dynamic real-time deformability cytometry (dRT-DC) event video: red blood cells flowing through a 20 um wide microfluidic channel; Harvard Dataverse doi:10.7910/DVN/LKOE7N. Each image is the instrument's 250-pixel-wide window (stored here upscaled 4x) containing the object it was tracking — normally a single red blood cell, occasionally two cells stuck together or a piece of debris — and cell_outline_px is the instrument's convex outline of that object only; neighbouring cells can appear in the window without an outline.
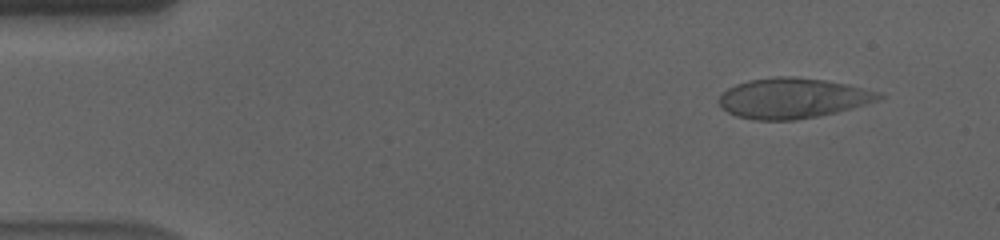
{"species": "human", "species_latin": "Homo sapiens", "temperature_condition": "cold", "stored_images_in_passage": 56, "camera_frame_rate_fps": 3000, "um_per_image_px": 0.085, "donor": {"sex": "male"}, "frame": {"image": 1, "passage_image": 5, "time_ms": 1.333, "image_size_px": [1000, 240], "cell_outline_px": [[884, 96], [880, 100], [836, 112], [820, 116], [796, 120], [756, 120], [736, 116], [728, 112], [720, 104], [720, 96], [728, 88], [736, 84], [748, 80], [776, 76], [792, 76], [824, 80], [848, 84], [880, 92]], "centroid_in_image_um": [67.4, 8.34], "position_along_channel_um": 17.6, "area_um2": 37.45}}
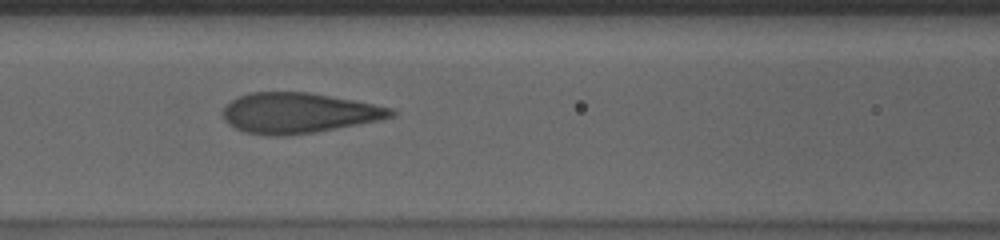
{"frame": {"image": 2, "passage_image": 24, "time_ms": 7.667, "image_size_px": [1000, 240], "cell_outline_px": [[400, 112], [396, 116], [380, 120], [316, 132], [288, 136], [268, 136], [244, 132], [228, 124], [224, 120], [224, 108], [232, 100], [248, 92], [308, 92], [352, 100], [392, 108]], "centroid_in_image_um": [25.4, 9.61], "position_along_channel_um": 141.2, "area_um2": 39.59}}
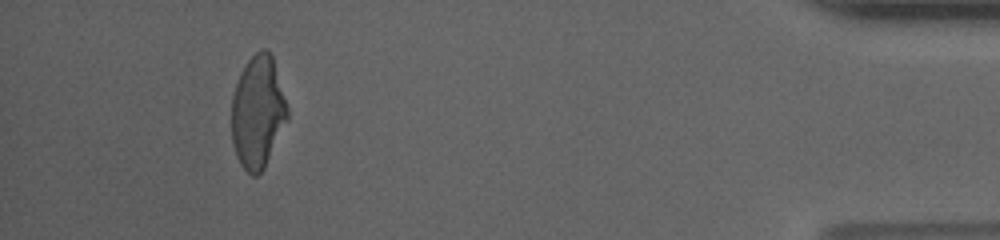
{"frame": {"image": 3, "passage_image": 52, "time_ms": 17.0, "image_size_px": [1000, 240], "cell_outline_px": [[288, 120], [264, 168], [256, 176], [252, 176], [240, 164], [236, 156], [232, 144], [232, 96], [240, 72], [248, 60], [260, 48], [268, 48], [272, 56], [288, 108]], "centroid_in_image_um": [21.91, 9.53], "position_along_channel_um": 413.3, "area_um2": 36.59}, "authors_computed_cell_mechanics": {"area_um2": 39.3618, "velocity_mm_per_s": 3.5819, "shape_relaxation_time_tau1_ms": 4.6848, "shape_relaxation_time_tau2_ms": null, "deformation_change_tau1": 0.1911, "deformation_change_tau2": null}}